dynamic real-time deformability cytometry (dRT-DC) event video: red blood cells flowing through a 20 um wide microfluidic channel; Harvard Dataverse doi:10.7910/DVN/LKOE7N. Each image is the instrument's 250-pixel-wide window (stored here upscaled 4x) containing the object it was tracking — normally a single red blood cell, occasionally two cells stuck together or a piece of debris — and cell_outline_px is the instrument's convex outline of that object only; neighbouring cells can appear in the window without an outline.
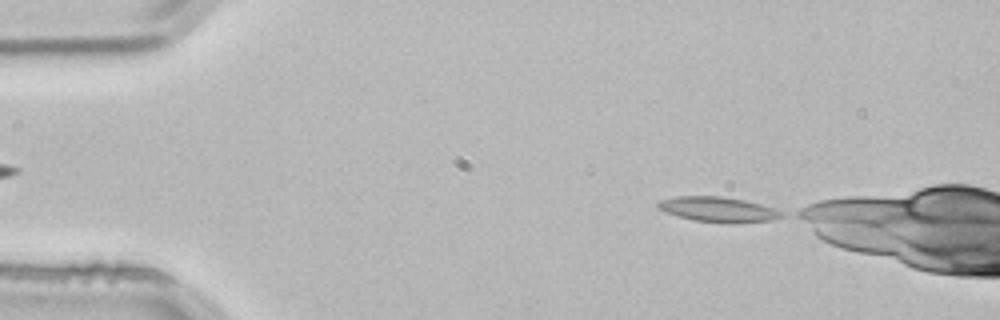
{"species": "common noctule bat (a hibernating species)", "species_latin": "Nyctalus noctula", "temperature_condition": "room temperature", "stored_images_in_passage": 4, "segment_of_instrument_passage": [2, 2], "camera_frame_rate_fps": 3000, "um_per_image_px": 0.085, "animal": {"sex": "male", "body_mass_g": 21.5, "forearm_length_mm": 52.0}, "frame": {"image": 1, "passage_image": 4, "time_ms": 1.0, "image_size_px": [1000, 320], "cell_outline_px": [[784, 216], [772, 220], [728, 224], [692, 220], [656, 208], [656, 204], [660, 200], [676, 196], [720, 196], [744, 200], [760, 204], [784, 212]], "centroid_in_image_um": [61.05, 17.81], "position_along_channel_um": 24.0, "area_um2": 18.09}}